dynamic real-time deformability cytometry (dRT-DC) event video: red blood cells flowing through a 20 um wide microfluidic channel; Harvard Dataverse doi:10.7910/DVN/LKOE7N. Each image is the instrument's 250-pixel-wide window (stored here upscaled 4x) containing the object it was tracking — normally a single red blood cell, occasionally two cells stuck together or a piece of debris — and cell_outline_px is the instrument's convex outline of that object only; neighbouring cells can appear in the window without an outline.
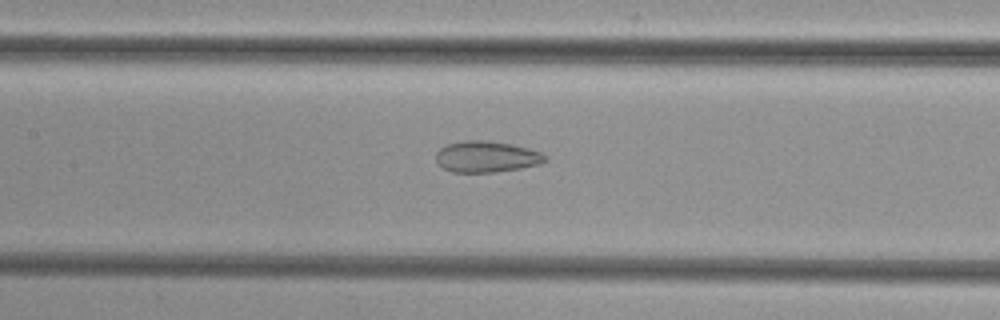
{"species": "common noctule bat (a hibernating species)", "species_latin": "Nyctalus noctula", "temperature_condition": "cold", "stored_images_in_passage": 44, "camera_frame_rate_fps": 3000, "um_per_image_px": 0.085, "animal": {"sex": "female", "body_mass_g": 29.2, "forearm_length_mm": 56.3}, "frame": {"image": 1, "passage_image": 17, "time_ms": 5.333, "image_size_px": [1000, 320], "cell_outline_px": [[548, 160], [540, 164], [520, 168], [492, 172], [452, 172], [444, 168], [436, 160], [436, 152], [440, 148], [448, 144], [464, 140], [488, 140], [512, 144], [528, 148], [540, 152], [548, 156]], "centroid_in_image_um": [41.38, 13.31], "position_along_channel_um": 166.0, "area_um2": 19.88}}
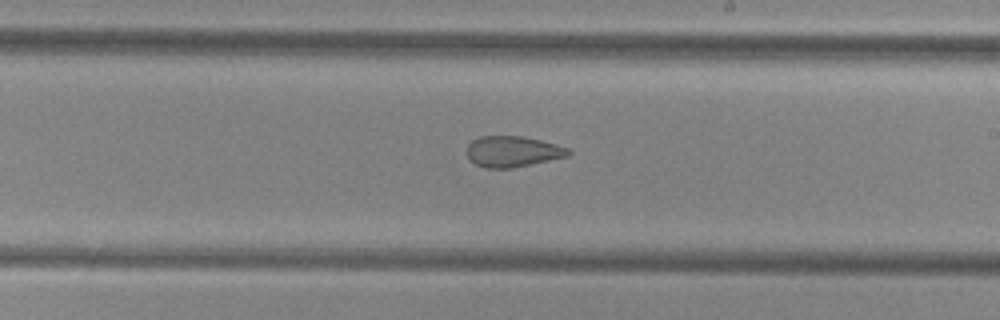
{"frame": {"image": 2, "passage_image": 23, "time_ms": 7.333, "image_size_px": [1000, 320], "cell_outline_px": [[572, 152], [568, 156], [512, 168], [484, 168], [476, 164], [468, 156], [468, 144], [472, 140], [480, 136], [520, 136], [540, 140], [556, 144], [568, 148]], "centroid_in_image_um": [43.58, 12.87], "position_along_channel_um": 245.4, "area_um2": 18.09}}
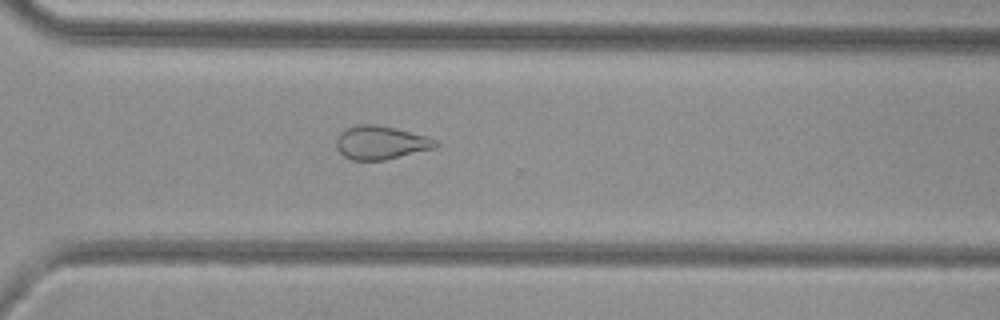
{"frame": {"image": 3, "passage_image": 30, "time_ms": 9.667, "image_size_px": [1000, 320], "cell_outline_px": [[440, 144], [436, 148], [384, 160], [352, 160], [344, 156], [336, 148], [336, 136], [340, 132], [356, 124], [372, 124], [396, 128], [428, 136], [440, 140]], "centroid_in_image_um": [32.4, 12.12], "position_along_channel_um": 338.2, "area_um2": 19.65}}